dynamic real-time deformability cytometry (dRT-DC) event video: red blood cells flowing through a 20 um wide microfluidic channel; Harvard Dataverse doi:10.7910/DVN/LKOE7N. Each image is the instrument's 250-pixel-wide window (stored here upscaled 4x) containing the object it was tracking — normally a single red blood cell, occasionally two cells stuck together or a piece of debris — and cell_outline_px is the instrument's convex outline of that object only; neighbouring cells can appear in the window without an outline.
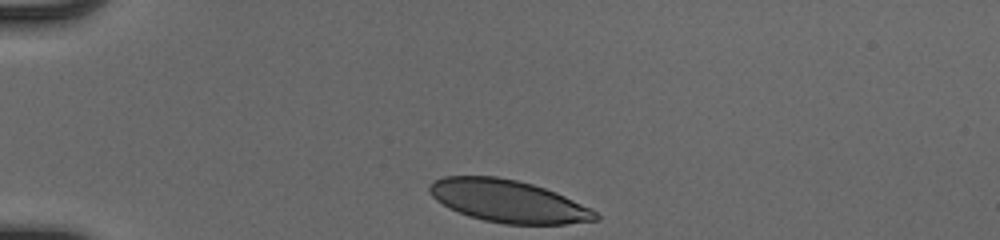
{"species": "human", "species_latin": "Homo sapiens", "temperature_condition": "cold", "stored_images_in_passage": 32, "camera_frame_rate_fps": 3000, "um_per_image_px": 0.085, "donor": {"sex": "male"}, "frame": {"image": 1, "passage_image": 1, "time_ms": 0.0, "image_size_px": [1000, 240], "cell_outline_px": [[600, 220], [564, 224], [504, 224], [484, 220], [468, 216], [448, 208], [436, 200], [428, 192], [428, 188], [436, 180], [444, 176], [496, 176], [516, 180], [532, 184], [556, 192], [592, 208], [600, 216]], "centroid_in_image_um": [43.22, 17.1], "position_along_channel_um": 41.8, "area_um2": 41.1}}
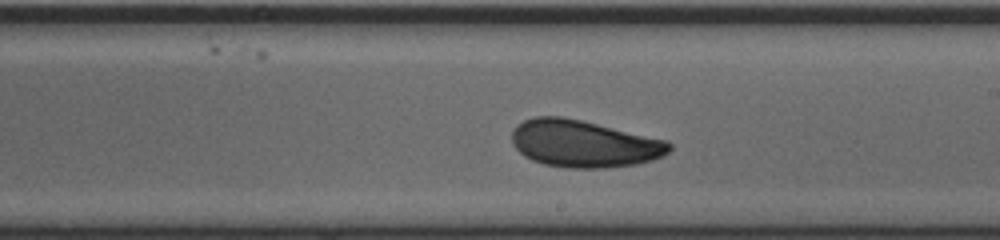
{"frame": {"image": 2, "passage_image": 19, "time_ms": 6.0, "image_size_px": [1000, 240], "cell_outline_px": [[672, 148], [664, 156], [652, 160], [636, 164], [604, 168], [568, 168], [544, 164], [532, 160], [524, 156], [512, 144], [512, 132], [516, 124], [524, 120], [536, 116], [560, 116], [580, 120], [668, 140], [672, 144]], "centroid_in_image_um": [49.63, 12.22], "position_along_channel_um": 239.4, "area_um2": 43.35}}
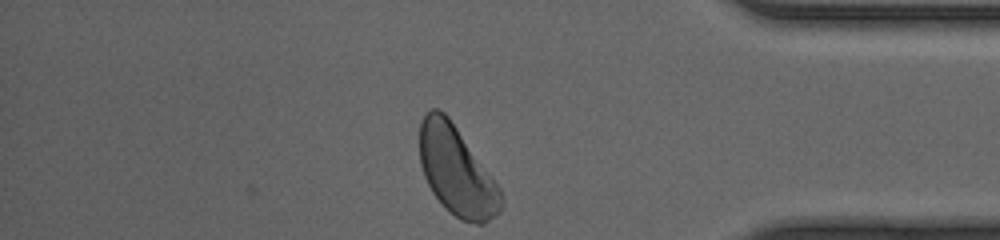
{"frame": {"image": 3, "passage_image": 32, "time_ms": 10.333, "image_size_px": [1000, 240], "cell_outline_px": [[504, 204], [500, 212], [496, 216], [484, 224], [476, 224], [460, 220], [448, 212], [440, 204], [432, 192], [424, 176], [420, 164], [420, 124], [424, 116], [432, 108], [440, 108], [448, 116], [500, 188], [504, 200]], "centroid_in_image_um": [38.82, 14.59], "position_along_channel_um": 396.4, "area_um2": 42.25}, "authors_computed_cell_mechanics": {"area_um2": 42.8009, "velocity_mm_per_s": 4.0894, "shape_relaxation_time_tau1_ms": 2.2196, "shape_relaxation_time_tau2_ms": 2.8534, "deformation_change_tau1": 0.0916, "deformation_change_tau2": 0.0586}}